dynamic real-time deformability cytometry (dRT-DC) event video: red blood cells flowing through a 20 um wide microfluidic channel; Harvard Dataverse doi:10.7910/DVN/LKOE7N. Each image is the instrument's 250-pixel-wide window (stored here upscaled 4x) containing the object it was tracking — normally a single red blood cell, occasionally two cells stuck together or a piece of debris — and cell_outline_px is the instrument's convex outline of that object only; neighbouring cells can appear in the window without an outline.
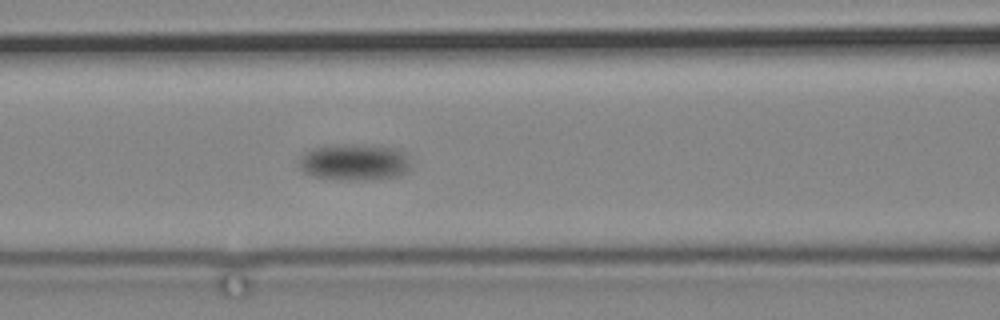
{"species": "common noctule bat (a hibernating species)", "species_latin": "Nyctalus noctula", "temperature_condition": "cold", "stored_images_in_passage": 15, "camera_frame_rate_fps": 3000, "um_per_image_px": 0.085, "animal": {"sex": "male", "body_mass_g": 19.2, "forearm_length_mm": 51.8}, "frame": {"image": 1, "passage_image": 15, "time_ms": 17.667, "image_size_px": [1000, 320], "cell_outline_px": [[408, 172], [396, 176], [364, 180], [344, 180], [312, 176], [304, 172], [300, 168], [296, 160], [304, 152], [312, 148], [336, 144], [376, 144], [400, 148], [408, 156]], "centroid_in_image_um": [30.1, 13.75], "position_along_channel_um": 136.5, "area_um2": 24.39}}